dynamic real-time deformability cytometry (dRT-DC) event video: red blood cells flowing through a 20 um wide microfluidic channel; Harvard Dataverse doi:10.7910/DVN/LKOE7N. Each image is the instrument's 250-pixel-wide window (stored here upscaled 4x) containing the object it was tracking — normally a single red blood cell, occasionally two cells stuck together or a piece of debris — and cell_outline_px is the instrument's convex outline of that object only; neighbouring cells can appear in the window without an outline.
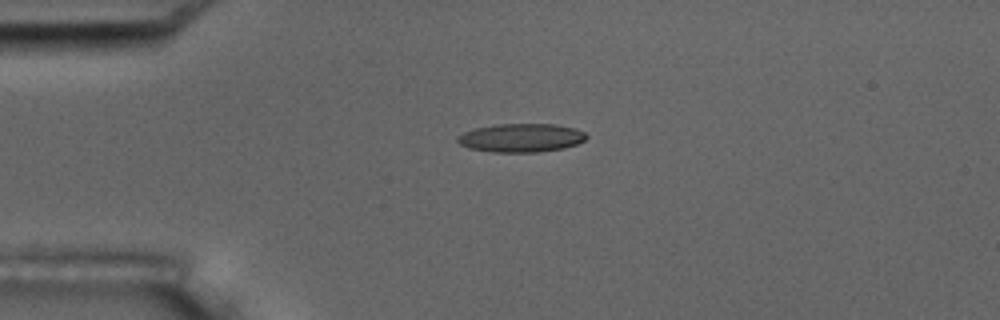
{"species": "common noctule bat (a hibernating species)", "species_latin": "Nyctalus noctula", "temperature_condition": "room temperature", "stored_images_in_passage": 4, "camera_frame_rate_fps": 3000, "um_per_image_px": 0.085, "animal": {"sex": "male", "body_mass_g": 17.5, "forearm_length_mm": 52.3}, "frame": {"image": 1, "passage_image": 2, "time_ms": 1.333, "image_size_px": [1000, 320], "cell_outline_px": [[588, 136], [584, 140], [576, 144], [564, 148], [536, 152], [492, 152], [468, 148], [460, 144], [456, 140], [456, 136], [464, 132], [476, 128], [496, 124], [556, 124], [576, 128], [584, 132]], "centroid_in_image_um": [44.29, 11.71], "position_along_channel_um": 40.7, "area_um2": 21.5}}